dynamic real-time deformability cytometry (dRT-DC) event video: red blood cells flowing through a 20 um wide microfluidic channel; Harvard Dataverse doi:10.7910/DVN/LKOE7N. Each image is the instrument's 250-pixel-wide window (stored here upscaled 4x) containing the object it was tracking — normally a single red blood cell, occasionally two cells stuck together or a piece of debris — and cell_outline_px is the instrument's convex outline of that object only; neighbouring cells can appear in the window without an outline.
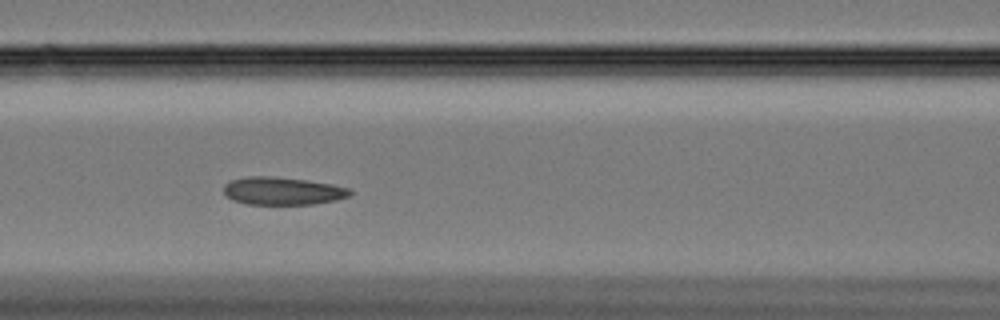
{"species": "Egyptian fruit bat (a non-hibernating species)", "species_latin": "Rousettus aegyptiacus", "temperature_condition": "cold", "stored_images_in_passage": 60, "camera_frame_rate_fps": 3000, "um_per_image_px": 0.085, "animal": {"sex": "female"}, "frame": {"image": 1, "passage_image": 25, "time_ms": 8.0, "image_size_px": [1000, 320], "cell_outline_px": [[352, 196], [336, 200], [312, 204], [248, 204], [232, 200], [224, 192], [224, 184], [232, 180], [248, 176], [272, 176], [308, 180], [332, 184], [352, 188]], "centroid_in_image_um": [24.07, 16.23], "position_along_channel_um": 142.5, "area_um2": 20.58}}
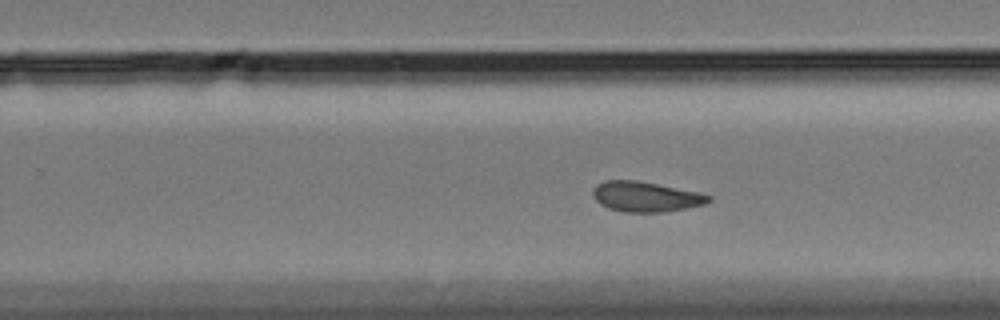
{"frame": {"image": 2, "passage_image": 37, "time_ms": 12.0, "image_size_px": [1000, 320], "cell_outline_px": [[712, 200], [704, 204], [688, 208], [664, 212], [624, 212], [608, 208], [600, 204], [596, 200], [592, 192], [596, 184], [604, 180], [636, 180], [700, 192], [712, 196]], "centroid_in_image_um": [54.9, 16.72], "position_along_channel_um": 274.9, "area_um2": 20.46}}
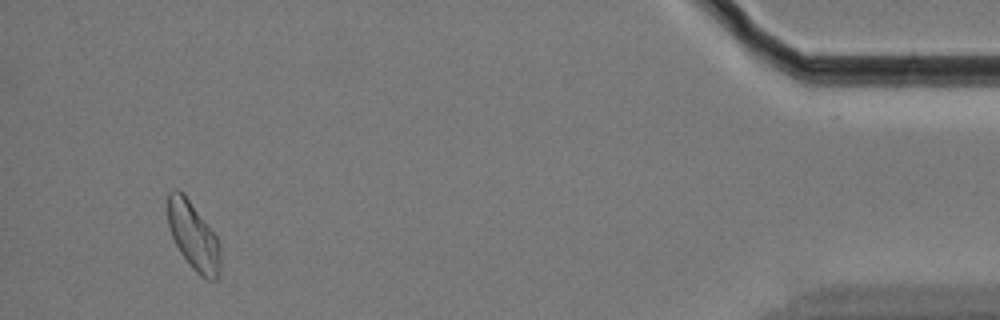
{"frame": {"image": 3, "passage_image": 56, "time_ms": 18.333, "image_size_px": [1000, 320], "cell_outline_px": [[220, 272], [216, 280], [208, 280], [200, 276], [192, 268], [180, 252], [172, 236], [168, 224], [168, 192], [176, 188], [184, 192], [216, 236], [220, 244]], "centroid_in_image_um": [16.44, 20.06], "position_along_channel_um": 418.8, "area_um2": 20.87}, "authors_computed_cell_mechanics": {"area_um2": 20.9525, "velocity_mm_per_s": 3.3173, "shape_relaxation_time_tau1_ms": 9.4895, "shape_relaxation_time_tau2_ms": 1.9021, "deformation_change_tau1": 0.1633, "deformation_change_tau2": 0.0766}}